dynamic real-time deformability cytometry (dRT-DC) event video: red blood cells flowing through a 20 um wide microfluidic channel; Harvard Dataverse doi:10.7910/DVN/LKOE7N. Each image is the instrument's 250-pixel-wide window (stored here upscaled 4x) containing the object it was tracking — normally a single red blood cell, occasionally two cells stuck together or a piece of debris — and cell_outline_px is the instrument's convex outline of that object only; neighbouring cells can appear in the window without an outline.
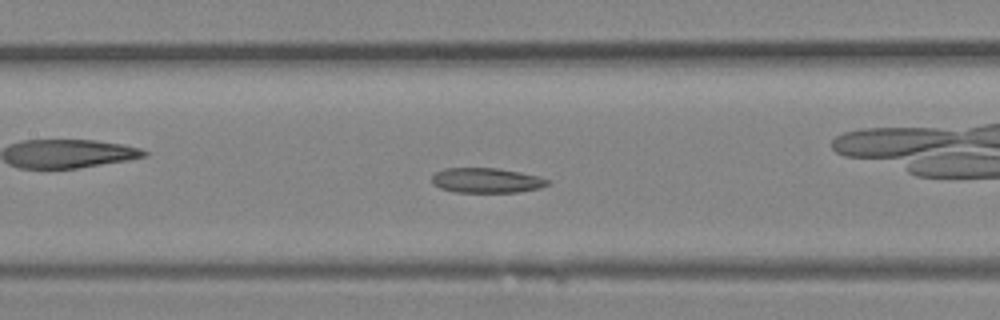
{"species": "Egyptian fruit bat (a non-hibernating species)", "species_latin": "Rousettus aegyptiacus", "temperature_condition": "room temperature", "stored_images_in_passage": 32, "camera_frame_rate_fps": 3000, "um_per_image_px": 0.085, "animal": {"sex": "female"}, "frame": {"image": 1, "passage_image": 14, "time_ms": 4.333, "image_size_px": [1000, 320], "cell_outline_px": [[552, 180], [548, 184], [540, 188], [520, 192], [456, 192], [440, 188], [432, 184], [432, 176], [436, 172], [444, 168], [496, 168], [520, 172], [540, 176]], "centroid_in_image_um": [41.38, 15.33], "position_along_channel_um": 166.0, "area_um2": 16.94}}